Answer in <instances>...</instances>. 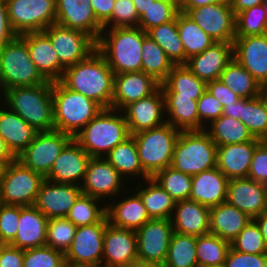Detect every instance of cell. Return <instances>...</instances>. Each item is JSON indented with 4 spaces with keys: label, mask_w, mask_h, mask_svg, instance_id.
Segmentation results:
<instances>
[{
    "label": "cell",
    "mask_w": 267,
    "mask_h": 267,
    "mask_svg": "<svg viewBox=\"0 0 267 267\" xmlns=\"http://www.w3.org/2000/svg\"><path fill=\"white\" fill-rule=\"evenodd\" d=\"M60 82L71 91L95 101L103 109L112 108L114 73L98 50L87 59L65 68Z\"/></svg>",
    "instance_id": "1"
},
{
    "label": "cell",
    "mask_w": 267,
    "mask_h": 267,
    "mask_svg": "<svg viewBox=\"0 0 267 267\" xmlns=\"http://www.w3.org/2000/svg\"><path fill=\"white\" fill-rule=\"evenodd\" d=\"M2 94L5 105L38 132L54 130L52 82L13 87Z\"/></svg>",
    "instance_id": "2"
},
{
    "label": "cell",
    "mask_w": 267,
    "mask_h": 267,
    "mask_svg": "<svg viewBox=\"0 0 267 267\" xmlns=\"http://www.w3.org/2000/svg\"><path fill=\"white\" fill-rule=\"evenodd\" d=\"M105 33V34H104ZM143 30L139 27L104 28L97 50L115 74L141 71Z\"/></svg>",
    "instance_id": "3"
},
{
    "label": "cell",
    "mask_w": 267,
    "mask_h": 267,
    "mask_svg": "<svg viewBox=\"0 0 267 267\" xmlns=\"http://www.w3.org/2000/svg\"><path fill=\"white\" fill-rule=\"evenodd\" d=\"M129 136L123 113L107 108L97 114L73 139L91 157H105Z\"/></svg>",
    "instance_id": "4"
},
{
    "label": "cell",
    "mask_w": 267,
    "mask_h": 267,
    "mask_svg": "<svg viewBox=\"0 0 267 267\" xmlns=\"http://www.w3.org/2000/svg\"><path fill=\"white\" fill-rule=\"evenodd\" d=\"M54 130L73 138L103 108L83 94L71 91L60 81L52 82Z\"/></svg>",
    "instance_id": "5"
},
{
    "label": "cell",
    "mask_w": 267,
    "mask_h": 267,
    "mask_svg": "<svg viewBox=\"0 0 267 267\" xmlns=\"http://www.w3.org/2000/svg\"><path fill=\"white\" fill-rule=\"evenodd\" d=\"M217 145L205 130L181 131L171 167L188 175L216 168Z\"/></svg>",
    "instance_id": "6"
},
{
    "label": "cell",
    "mask_w": 267,
    "mask_h": 267,
    "mask_svg": "<svg viewBox=\"0 0 267 267\" xmlns=\"http://www.w3.org/2000/svg\"><path fill=\"white\" fill-rule=\"evenodd\" d=\"M181 131L163 125L134 135L139 161L144 172L152 178L157 172L171 166L174 147Z\"/></svg>",
    "instance_id": "7"
},
{
    "label": "cell",
    "mask_w": 267,
    "mask_h": 267,
    "mask_svg": "<svg viewBox=\"0 0 267 267\" xmlns=\"http://www.w3.org/2000/svg\"><path fill=\"white\" fill-rule=\"evenodd\" d=\"M0 64L3 91L48 82L31 60L27 44L19 35L0 48Z\"/></svg>",
    "instance_id": "8"
},
{
    "label": "cell",
    "mask_w": 267,
    "mask_h": 267,
    "mask_svg": "<svg viewBox=\"0 0 267 267\" xmlns=\"http://www.w3.org/2000/svg\"><path fill=\"white\" fill-rule=\"evenodd\" d=\"M44 177L15 159L6 165L0 176L2 203L14 206H32Z\"/></svg>",
    "instance_id": "9"
},
{
    "label": "cell",
    "mask_w": 267,
    "mask_h": 267,
    "mask_svg": "<svg viewBox=\"0 0 267 267\" xmlns=\"http://www.w3.org/2000/svg\"><path fill=\"white\" fill-rule=\"evenodd\" d=\"M12 30L21 35L42 32L56 23L55 0H5Z\"/></svg>",
    "instance_id": "10"
},
{
    "label": "cell",
    "mask_w": 267,
    "mask_h": 267,
    "mask_svg": "<svg viewBox=\"0 0 267 267\" xmlns=\"http://www.w3.org/2000/svg\"><path fill=\"white\" fill-rule=\"evenodd\" d=\"M72 139V136L58 130L38 132L16 159L45 178L56 158Z\"/></svg>",
    "instance_id": "11"
},
{
    "label": "cell",
    "mask_w": 267,
    "mask_h": 267,
    "mask_svg": "<svg viewBox=\"0 0 267 267\" xmlns=\"http://www.w3.org/2000/svg\"><path fill=\"white\" fill-rule=\"evenodd\" d=\"M105 216L100 222L77 227L73 241L66 251L65 262L69 267L102 266Z\"/></svg>",
    "instance_id": "12"
},
{
    "label": "cell",
    "mask_w": 267,
    "mask_h": 267,
    "mask_svg": "<svg viewBox=\"0 0 267 267\" xmlns=\"http://www.w3.org/2000/svg\"><path fill=\"white\" fill-rule=\"evenodd\" d=\"M42 32L50 39L64 68L87 59L97 50V41L81 30L66 28L55 23Z\"/></svg>",
    "instance_id": "13"
},
{
    "label": "cell",
    "mask_w": 267,
    "mask_h": 267,
    "mask_svg": "<svg viewBox=\"0 0 267 267\" xmlns=\"http://www.w3.org/2000/svg\"><path fill=\"white\" fill-rule=\"evenodd\" d=\"M185 14L216 42H234L235 15L229 2L191 8Z\"/></svg>",
    "instance_id": "14"
},
{
    "label": "cell",
    "mask_w": 267,
    "mask_h": 267,
    "mask_svg": "<svg viewBox=\"0 0 267 267\" xmlns=\"http://www.w3.org/2000/svg\"><path fill=\"white\" fill-rule=\"evenodd\" d=\"M135 232L138 260L164 264L174 233L171 219H150Z\"/></svg>",
    "instance_id": "15"
},
{
    "label": "cell",
    "mask_w": 267,
    "mask_h": 267,
    "mask_svg": "<svg viewBox=\"0 0 267 267\" xmlns=\"http://www.w3.org/2000/svg\"><path fill=\"white\" fill-rule=\"evenodd\" d=\"M123 178V179H122ZM124 178L105 157H91L81 185L82 194L100 199L119 196ZM122 186V187H121Z\"/></svg>",
    "instance_id": "16"
},
{
    "label": "cell",
    "mask_w": 267,
    "mask_h": 267,
    "mask_svg": "<svg viewBox=\"0 0 267 267\" xmlns=\"http://www.w3.org/2000/svg\"><path fill=\"white\" fill-rule=\"evenodd\" d=\"M123 112L130 135L166 123L164 95L159 87L152 95L125 106ZM165 117V118H164Z\"/></svg>",
    "instance_id": "17"
},
{
    "label": "cell",
    "mask_w": 267,
    "mask_h": 267,
    "mask_svg": "<svg viewBox=\"0 0 267 267\" xmlns=\"http://www.w3.org/2000/svg\"><path fill=\"white\" fill-rule=\"evenodd\" d=\"M138 259L136 232L106 225L103 238V267H126Z\"/></svg>",
    "instance_id": "18"
},
{
    "label": "cell",
    "mask_w": 267,
    "mask_h": 267,
    "mask_svg": "<svg viewBox=\"0 0 267 267\" xmlns=\"http://www.w3.org/2000/svg\"><path fill=\"white\" fill-rule=\"evenodd\" d=\"M91 156L72 139L61 151L45 179L81 186Z\"/></svg>",
    "instance_id": "19"
},
{
    "label": "cell",
    "mask_w": 267,
    "mask_h": 267,
    "mask_svg": "<svg viewBox=\"0 0 267 267\" xmlns=\"http://www.w3.org/2000/svg\"><path fill=\"white\" fill-rule=\"evenodd\" d=\"M81 194V186L44 179L34 206L48 219L66 217Z\"/></svg>",
    "instance_id": "20"
},
{
    "label": "cell",
    "mask_w": 267,
    "mask_h": 267,
    "mask_svg": "<svg viewBox=\"0 0 267 267\" xmlns=\"http://www.w3.org/2000/svg\"><path fill=\"white\" fill-rule=\"evenodd\" d=\"M55 4L56 24L81 30L99 40L104 28L97 21L90 0H55Z\"/></svg>",
    "instance_id": "21"
},
{
    "label": "cell",
    "mask_w": 267,
    "mask_h": 267,
    "mask_svg": "<svg viewBox=\"0 0 267 267\" xmlns=\"http://www.w3.org/2000/svg\"><path fill=\"white\" fill-rule=\"evenodd\" d=\"M160 83L142 71L114 75L112 109L121 111L130 103L152 95Z\"/></svg>",
    "instance_id": "22"
},
{
    "label": "cell",
    "mask_w": 267,
    "mask_h": 267,
    "mask_svg": "<svg viewBox=\"0 0 267 267\" xmlns=\"http://www.w3.org/2000/svg\"><path fill=\"white\" fill-rule=\"evenodd\" d=\"M233 58V42H216L204 52L190 57L184 65L197 78L208 83L219 79Z\"/></svg>",
    "instance_id": "23"
},
{
    "label": "cell",
    "mask_w": 267,
    "mask_h": 267,
    "mask_svg": "<svg viewBox=\"0 0 267 267\" xmlns=\"http://www.w3.org/2000/svg\"><path fill=\"white\" fill-rule=\"evenodd\" d=\"M226 202L254 219L266 210L267 194L260 182L234 178L228 180Z\"/></svg>",
    "instance_id": "24"
},
{
    "label": "cell",
    "mask_w": 267,
    "mask_h": 267,
    "mask_svg": "<svg viewBox=\"0 0 267 267\" xmlns=\"http://www.w3.org/2000/svg\"><path fill=\"white\" fill-rule=\"evenodd\" d=\"M234 59L238 61L259 84L267 82V33L235 37Z\"/></svg>",
    "instance_id": "25"
},
{
    "label": "cell",
    "mask_w": 267,
    "mask_h": 267,
    "mask_svg": "<svg viewBox=\"0 0 267 267\" xmlns=\"http://www.w3.org/2000/svg\"><path fill=\"white\" fill-rule=\"evenodd\" d=\"M19 36L26 42L30 58L40 74L47 81H60L65 68L60 64L50 39L43 32H28Z\"/></svg>",
    "instance_id": "26"
},
{
    "label": "cell",
    "mask_w": 267,
    "mask_h": 267,
    "mask_svg": "<svg viewBox=\"0 0 267 267\" xmlns=\"http://www.w3.org/2000/svg\"><path fill=\"white\" fill-rule=\"evenodd\" d=\"M259 139L217 146L216 167L228 178H247Z\"/></svg>",
    "instance_id": "27"
},
{
    "label": "cell",
    "mask_w": 267,
    "mask_h": 267,
    "mask_svg": "<svg viewBox=\"0 0 267 267\" xmlns=\"http://www.w3.org/2000/svg\"><path fill=\"white\" fill-rule=\"evenodd\" d=\"M48 220L34 205L19 206L16 237L10 245L23 250L45 246Z\"/></svg>",
    "instance_id": "28"
},
{
    "label": "cell",
    "mask_w": 267,
    "mask_h": 267,
    "mask_svg": "<svg viewBox=\"0 0 267 267\" xmlns=\"http://www.w3.org/2000/svg\"><path fill=\"white\" fill-rule=\"evenodd\" d=\"M173 213L174 232L195 237L209 233V207L190 199L181 200L175 203Z\"/></svg>",
    "instance_id": "29"
},
{
    "label": "cell",
    "mask_w": 267,
    "mask_h": 267,
    "mask_svg": "<svg viewBox=\"0 0 267 267\" xmlns=\"http://www.w3.org/2000/svg\"><path fill=\"white\" fill-rule=\"evenodd\" d=\"M228 178L216 167L192 176L189 199L209 208L226 201Z\"/></svg>",
    "instance_id": "30"
},
{
    "label": "cell",
    "mask_w": 267,
    "mask_h": 267,
    "mask_svg": "<svg viewBox=\"0 0 267 267\" xmlns=\"http://www.w3.org/2000/svg\"><path fill=\"white\" fill-rule=\"evenodd\" d=\"M124 198L115 202V204L113 200V204L109 203L107 205V202H103L106 203V217L108 223L118 228L136 231L151 218L148 215L142 199L136 192H132L130 196L128 195V197L126 196Z\"/></svg>",
    "instance_id": "31"
},
{
    "label": "cell",
    "mask_w": 267,
    "mask_h": 267,
    "mask_svg": "<svg viewBox=\"0 0 267 267\" xmlns=\"http://www.w3.org/2000/svg\"><path fill=\"white\" fill-rule=\"evenodd\" d=\"M2 106L0 105V135L11 153L17 157L34 140L38 131L6 105Z\"/></svg>",
    "instance_id": "32"
},
{
    "label": "cell",
    "mask_w": 267,
    "mask_h": 267,
    "mask_svg": "<svg viewBox=\"0 0 267 267\" xmlns=\"http://www.w3.org/2000/svg\"><path fill=\"white\" fill-rule=\"evenodd\" d=\"M251 220L249 215L225 201L210 208L209 233L231 242Z\"/></svg>",
    "instance_id": "33"
},
{
    "label": "cell",
    "mask_w": 267,
    "mask_h": 267,
    "mask_svg": "<svg viewBox=\"0 0 267 267\" xmlns=\"http://www.w3.org/2000/svg\"><path fill=\"white\" fill-rule=\"evenodd\" d=\"M160 88L164 96H186L197 101L207 90V83L180 64L173 66Z\"/></svg>",
    "instance_id": "34"
},
{
    "label": "cell",
    "mask_w": 267,
    "mask_h": 267,
    "mask_svg": "<svg viewBox=\"0 0 267 267\" xmlns=\"http://www.w3.org/2000/svg\"><path fill=\"white\" fill-rule=\"evenodd\" d=\"M166 123L179 131H199L197 101L186 96H164Z\"/></svg>",
    "instance_id": "35"
},
{
    "label": "cell",
    "mask_w": 267,
    "mask_h": 267,
    "mask_svg": "<svg viewBox=\"0 0 267 267\" xmlns=\"http://www.w3.org/2000/svg\"><path fill=\"white\" fill-rule=\"evenodd\" d=\"M144 182H146L144 185H137L135 189L142 199L149 217L151 219H171L176 201L153 178L145 179Z\"/></svg>",
    "instance_id": "36"
},
{
    "label": "cell",
    "mask_w": 267,
    "mask_h": 267,
    "mask_svg": "<svg viewBox=\"0 0 267 267\" xmlns=\"http://www.w3.org/2000/svg\"><path fill=\"white\" fill-rule=\"evenodd\" d=\"M105 158L123 177L133 178L139 175L142 180L150 178L140 164L136 142L132 135L119 143Z\"/></svg>",
    "instance_id": "37"
},
{
    "label": "cell",
    "mask_w": 267,
    "mask_h": 267,
    "mask_svg": "<svg viewBox=\"0 0 267 267\" xmlns=\"http://www.w3.org/2000/svg\"><path fill=\"white\" fill-rule=\"evenodd\" d=\"M177 29L185 51V63L190 57L204 52L216 43L199 25L181 11L177 14Z\"/></svg>",
    "instance_id": "38"
},
{
    "label": "cell",
    "mask_w": 267,
    "mask_h": 267,
    "mask_svg": "<svg viewBox=\"0 0 267 267\" xmlns=\"http://www.w3.org/2000/svg\"><path fill=\"white\" fill-rule=\"evenodd\" d=\"M205 131L217 146L244 143L254 139L248 128L240 120L224 115L207 125Z\"/></svg>",
    "instance_id": "39"
},
{
    "label": "cell",
    "mask_w": 267,
    "mask_h": 267,
    "mask_svg": "<svg viewBox=\"0 0 267 267\" xmlns=\"http://www.w3.org/2000/svg\"><path fill=\"white\" fill-rule=\"evenodd\" d=\"M173 66L164 50L143 31L141 71L151 75L161 84Z\"/></svg>",
    "instance_id": "40"
},
{
    "label": "cell",
    "mask_w": 267,
    "mask_h": 267,
    "mask_svg": "<svg viewBox=\"0 0 267 267\" xmlns=\"http://www.w3.org/2000/svg\"><path fill=\"white\" fill-rule=\"evenodd\" d=\"M219 80L231 89L239 98L257 97L260 84L234 58L221 73Z\"/></svg>",
    "instance_id": "41"
},
{
    "label": "cell",
    "mask_w": 267,
    "mask_h": 267,
    "mask_svg": "<svg viewBox=\"0 0 267 267\" xmlns=\"http://www.w3.org/2000/svg\"><path fill=\"white\" fill-rule=\"evenodd\" d=\"M146 33L164 50L174 65L185 64V51L177 29V16L173 21L153 27Z\"/></svg>",
    "instance_id": "42"
},
{
    "label": "cell",
    "mask_w": 267,
    "mask_h": 267,
    "mask_svg": "<svg viewBox=\"0 0 267 267\" xmlns=\"http://www.w3.org/2000/svg\"><path fill=\"white\" fill-rule=\"evenodd\" d=\"M164 267H198L196 237L174 232Z\"/></svg>",
    "instance_id": "43"
},
{
    "label": "cell",
    "mask_w": 267,
    "mask_h": 267,
    "mask_svg": "<svg viewBox=\"0 0 267 267\" xmlns=\"http://www.w3.org/2000/svg\"><path fill=\"white\" fill-rule=\"evenodd\" d=\"M230 242L215 234L207 233L196 237V255L198 267L219 266L225 264Z\"/></svg>",
    "instance_id": "44"
},
{
    "label": "cell",
    "mask_w": 267,
    "mask_h": 267,
    "mask_svg": "<svg viewBox=\"0 0 267 267\" xmlns=\"http://www.w3.org/2000/svg\"><path fill=\"white\" fill-rule=\"evenodd\" d=\"M100 202V199L81 194L66 218L76 227L98 223L106 216V205L99 207Z\"/></svg>",
    "instance_id": "45"
},
{
    "label": "cell",
    "mask_w": 267,
    "mask_h": 267,
    "mask_svg": "<svg viewBox=\"0 0 267 267\" xmlns=\"http://www.w3.org/2000/svg\"><path fill=\"white\" fill-rule=\"evenodd\" d=\"M177 202L188 200L192 186V176L171 166L160 170L152 177Z\"/></svg>",
    "instance_id": "46"
},
{
    "label": "cell",
    "mask_w": 267,
    "mask_h": 267,
    "mask_svg": "<svg viewBox=\"0 0 267 267\" xmlns=\"http://www.w3.org/2000/svg\"><path fill=\"white\" fill-rule=\"evenodd\" d=\"M267 33V15L262 4L235 15V37H248Z\"/></svg>",
    "instance_id": "47"
},
{
    "label": "cell",
    "mask_w": 267,
    "mask_h": 267,
    "mask_svg": "<svg viewBox=\"0 0 267 267\" xmlns=\"http://www.w3.org/2000/svg\"><path fill=\"white\" fill-rule=\"evenodd\" d=\"M240 121L248 128L254 138L260 137L267 130V110L258 97L241 98Z\"/></svg>",
    "instance_id": "48"
},
{
    "label": "cell",
    "mask_w": 267,
    "mask_h": 267,
    "mask_svg": "<svg viewBox=\"0 0 267 267\" xmlns=\"http://www.w3.org/2000/svg\"><path fill=\"white\" fill-rule=\"evenodd\" d=\"M76 229L66 217L50 218L47 223L46 245L65 254L73 241Z\"/></svg>",
    "instance_id": "49"
},
{
    "label": "cell",
    "mask_w": 267,
    "mask_h": 267,
    "mask_svg": "<svg viewBox=\"0 0 267 267\" xmlns=\"http://www.w3.org/2000/svg\"><path fill=\"white\" fill-rule=\"evenodd\" d=\"M179 12V7L173 2L155 0L139 17L138 27L147 32L153 27L173 21Z\"/></svg>",
    "instance_id": "50"
},
{
    "label": "cell",
    "mask_w": 267,
    "mask_h": 267,
    "mask_svg": "<svg viewBox=\"0 0 267 267\" xmlns=\"http://www.w3.org/2000/svg\"><path fill=\"white\" fill-rule=\"evenodd\" d=\"M230 247L247 254H267V244L253 219L230 242Z\"/></svg>",
    "instance_id": "51"
},
{
    "label": "cell",
    "mask_w": 267,
    "mask_h": 267,
    "mask_svg": "<svg viewBox=\"0 0 267 267\" xmlns=\"http://www.w3.org/2000/svg\"><path fill=\"white\" fill-rule=\"evenodd\" d=\"M65 255L47 245L24 250L23 267H65Z\"/></svg>",
    "instance_id": "52"
},
{
    "label": "cell",
    "mask_w": 267,
    "mask_h": 267,
    "mask_svg": "<svg viewBox=\"0 0 267 267\" xmlns=\"http://www.w3.org/2000/svg\"><path fill=\"white\" fill-rule=\"evenodd\" d=\"M139 16L132 0H115L111 18L103 28L138 27Z\"/></svg>",
    "instance_id": "53"
},
{
    "label": "cell",
    "mask_w": 267,
    "mask_h": 267,
    "mask_svg": "<svg viewBox=\"0 0 267 267\" xmlns=\"http://www.w3.org/2000/svg\"><path fill=\"white\" fill-rule=\"evenodd\" d=\"M19 221V206L5 205L0 207V240L10 244L16 237Z\"/></svg>",
    "instance_id": "54"
},
{
    "label": "cell",
    "mask_w": 267,
    "mask_h": 267,
    "mask_svg": "<svg viewBox=\"0 0 267 267\" xmlns=\"http://www.w3.org/2000/svg\"><path fill=\"white\" fill-rule=\"evenodd\" d=\"M199 115V131L205 130L213 120L218 119L223 112L222 104L211 94L205 91L197 100ZM208 122V124H206Z\"/></svg>",
    "instance_id": "55"
},
{
    "label": "cell",
    "mask_w": 267,
    "mask_h": 267,
    "mask_svg": "<svg viewBox=\"0 0 267 267\" xmlns=\"http://www.w3.org/2000/svg\"><path fill=\"white\" fill-rule=\"evenodd\" d=\"M225 265L226 267H267V254H247L230 247Z\"/></svg>",
    "instance_id": "56"
},
{
    "label": "cell",
    "mask_w": 267,
    "mask_h": 267,
    "mask_svg": "<svg viewBox=\"0 0 267 267\" xmlns=\"http://www.w3.org/2000/svg\"><path fill=\"white\" fill-rule=\"evenodd\" d=\"M248 178L260 183L267 179V147L261 143L253 153Z\"/></svg>",
    "instance_id": "57"
},
{
    "label": "cell",
    "mask_w": 267,
    "mask_h": 267,
    "mask_svg": "<svg viewBox=\"0 0 267 267\" xmlns=\"http://www.w3.org/2000/svg\"><path fill=\"white\" fill-rule=\"evenodd\" d=\"M206 91L215 97L223 107L229 106L231 103H235L239 99V96L219 79L208 82Z\"/></svg>",
    "instance_id": "58"
},
{
    "label": "cell",
    "mask_w": 267,
    "mask_h": 267,
    "mask_svg": "<svg viewBox=\"0 0 267 267\" xmlns=\"http://www.w3.org/2000/svg\"><path fill=\"white\" fill-rule=\"evenodd\" d=\"M24 250L3 244L0 251V267H23Z\"/></svg>",
    "instance_id": "59"
},
{
    "label": "cell",
    "mask_w": 267,
    "mask_h": 267,
    "mask_svg": "<svg viewBox=\"0 0 267 267\" xmlns=\"http://www.w3.org/2000/svg\"><path fill=\"white\" fill-rule=\"evenodd\" d=\"M17 34L12 30L5 0H0V48L12 41Z\"/></svg>",
    "instance_id": "60"
},
{
    "label": "cell",
    "mask_w": 267,
    "mask_h": 267,
    "mask_svg": "<svg viewBox=\"0 0 267 267\" xmlns=\"http://www.w3.org/2000/svg\"><path fill=\"white\" fill-rule=\"evenodd\" d=\"M97 21L103 26L112 15L115 0H90Z\"/></svg>",
    "instance_id": "61"
},
{
    "label": "cell",
    "mask_w": 267,
    "mask_h": 267,
    "mask_svg": "<svg viewBox=\"0 0 267 267\" xmlns=\"http://www.w3.org/2000/svg\"><path fill=\"white\" fill-rule=\"evenodd\" d=\"M264 0H229V4L234 12V15L242 12L250 7L263 4Z\"/></svg>",
    "instance_id": "62"
},
{
    "label": "cell",
    "mask_w": 267,
    "mask_h": 267,
    "mask_svg": "<svg viewBox=\"0 0 267 267\" xmlns=\"http://www.w3.org/2000/svg\"><path fill=\"white\" fill-rule=\"evenodd\" d=\"M229 2V0H184L183 5L179 8L181 12L186 13L191 8H198L208 4Z\"/></svg>",
    "instance_id": "63"
},
{
    "label": "cell",
    "mask_w": 267,
    "mask_h": 267,
    "mask_svg": "<svg viewBox=\"0 0 267 267\" xmlns=\"http://www.w3.org/2000/svg\"><path fill=\"white\" fill-rule=\"evenodd\" d=\"M15 159L16 157L8 149L5 141L0 135V163L5 167L6 165L10 164Z\"/></svg>",
    "instance_id": "64"
},
{
    "label": "cell",
    "mask_w": 267,
    "mask_h": 267,
    "mask_svg": "<svg viewBox=\"0 0 267 267\" xmlns=\"http://www.w3.org/2000/svg\"><path fill=\"white\" fill-rule=\"evenodd\" d=\"M240 106L241 98L235 103H231L229 106H224L222 115L240 120Z\"/></svg>",
    "instance_id": "65"
},
{
    "label": "cell",
    "mask_w": 267,
    "mask_h": 267,
    "mask_svg": "<svg viewBox=\"0 0 267 267\" xmlns=\"http://www.w3.org/2000/svg\"><path fill=\"white\" fill-rule=\"evenodd\" d=\"M253 220L257 223L260 232L267 244V211L266 210L263 211L259 216L255 217Z\"/></svg>",
    "instance_id": "66"
},
{
    "label": "cell",
    "mask_w": 267,
    "mask_h": 267,
    "mask_svg": "<svg viewBox=\"0 0 267 267\" xmlns=\"http://www.w3.org/2000/svg\"><path fill=\"white\" fill-rule=\"evenodd\" d=\"M155 0H132L140 17Z\"/></svg>",
    "instance_id": "67"
},
{
    "label": "cell",
    "mask_w": 267,
    "mask_h": 267,
    "mask_svg": "<svg viewBox=\"0 0 267 267\" xmlns=\"http://www.w3.org/2000/svg\"><path fill=\"white\" fill-rule=\"evenodd\" d=\"M126 267H164V264L149 262V261H142V260H135L132 261Z\"/></svg>",
    "instance_id": "68"
},
{
    "label": "cell",
    "mask_w": 267,
    "mask_h": 267,
    "mask_svg": "<svg viewBox=\"0 0 267 267\" xmlns=\"http://www.w3.org/2000/svg\"><path fill=\"white\" fill-rule=\"evenodd\" d=\"M257 97L261 101L263 107L267 110V82L260 84Z\"/></svg>",
    "instance_id": "69"
},
{
    "label": "cell",
    "mask_w": 267,
    "mask_h": 267,
    "mask_svg": "<svg viewBox=\"0 0 267 267\" xmlns=\"http://www.w3.org/2000/svg\"><path fill=\"white\" fill-rule=\"evenodd\" d=\"M260 143L262 145H264L265 147H267V130L265 131V133L260 137L259 139Z\"/></svg>",
    "instance_id": "70"
},
{
    "label": "cell",
    "mask_w": 267,
    "mask_h": 267,
    "mask_svg": "<svg viewBox=\"0 0 267 267\" xmlns=\"http://www.w3.org/2000/svg\"><path fill=\"white\" fill-rule=\"evenodd\" d=\"M168 1L173 2L179 8L183 5L184 2V0H168Z\"/></svg>",
    "instance_id": "71"
},
{
    "label": "cell",
    "mask_w": 267,
    "mask_h": 267,
    "mask_svg": "<svg viewBox=\"0 0 267 267\" xmlns=\"http://www.w3.org/2000/svg\"><path fill=\"white\" fill-rule=\"evenodd\" d=\"M0 92L3 93V80H2V73H1V64H0Z\"/></svg>",
    "instance_id": "72"
},
{
    "label": "cell",
    "mask_w": 267,
    "mask_h": 267,
    "mask_svg": "<svg viewBox=\"0 0 267 267\" xmlns=\"http://www.w3.org/2000/svg\"><path fill=\"white\" fill-rule=\"evenodd\" d=\"M262 185H263V188L265 189L266 194H267V179H265V180L262 182Z\"/></svg>",
    "instance_id": "73"
},
{
    "label": "cell",
    "mask_w": 267,
    "mask_h": 267,
    "mask_svg": "<svg viewBox=\"0 0 267 267\" xmlns=\"http://www.w3.org/2000/svg\"><path fill=\"white\" fill-rule=\"evenodd\" d=\"M262 5H263L264 10H265L266 15H267V0H264Z\"/></svg>",
    "instance_id": "74"
},
{
    "label": "cell",
    "mask_w": 267,
    "mask_h": 267,
    "mask_svg": "<svg viewBox=\"0 0 267 267\" xmlns=\"http://www.w3.org/2000/svg\"><path fill=\"white\" fill-rule=\"evenodd\" d=\"M3 169H4V166L0 163V176L2 175Z\"/></svg>",
    "instance_id": "75"
},
{
    "label": "cell",
    "mask_w": 267,
    "mask_h": 267,
    "mask_svg": "<svg viewBox=\"0 0 267 267\" xmlns=\"http://www.w3.org/2000/svg\"><path fill=\"white\" fill-rule=\"evenodd\" d=\"M207 267H226V265L223 264V265H219V266H207Z\"/></svg>",
    "instance_id": "76"
},
{
    "label": "cell",
    "mask_w": 267,
    "mask_h": 267,
    "mask_svg": "<svg viewBox=\"0 0 267 267\" xmlns=\"http://www.w3.org/2000/svg\"><path fill=\"white\" fill-rule=\"evenodd\" d=\"M3 205L2 198H1V191H0V207Z\"/></svg>",
    "instance_id": "77"
},
{
    "label": "cell",
    "mask_w": 267,
    "mask_h": 267,
    "mask_svg": "<svg viewBox=\"0 0 267 267\" xmlns=\"http://www.w3.org/2000/svg\"><path fill=\"white\" fill-rule=\"evenodd\" d=\"M86 267H103V266H86Z\"/></svg>",
    "instance_id": "78"
}]
</instances>
